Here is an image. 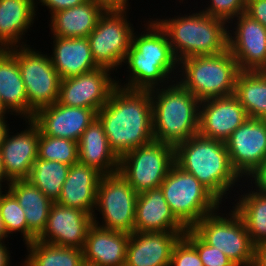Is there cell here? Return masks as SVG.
<instances>
[{
	"label": "cell",
	"instance_id": "6da1fadb",
	"mask_svg": "<svg viewBox=\"0 0 266 266\" xmlns=\"http://www.w3.org/2000/svg\"><path fill=\"white\" fill-rule=\"evenodd\" d=\"M110 148L120 158L154 140L150 90L116 86L97 112Z\"/></svg>",
	"mask_w": 266,
	"mask_h": 266
},
{
	"label": "cell",
	"instance_id": "7a4b0ae2",
	"mask_svg": "<svg viewBox=\"0 0 266 266\" xmlns=\"http://www.w3.org/2000/svg\"><path fill=\"white\" fill-rule=\"evenodd\" d=\"M147 24L144 34L142 32L137 36L134 32L132 34L131 45L124 61L130 76L124 85H120L122 83L117 81L120 87L150 90L174 81L171 80V75L177 71L179 62L172 51L168 37L155 20H149Z\"/></svg>",
	"mask_w": 266,
	"mask_h": 266
},
{
	"label": "cell",
	"instance_id": "3957f363",
	"mask_svg": "<svg viewBox=\"0 0 266 266\" xmlns=\"http://www.w3.org/2000/svg\"><path fill=\"white\" fill-rule=\"evenodd\" d=\"M174 161L195 176L220 202L241 180L231 164L225 142L199 133L174 147Z\"/></svg>",
	"mask_w": 266,
	"mask_h": 266
},
{
	"label": "cell",
	"instance_id": "277c9868",
	"mask_svg": "<svg viewBox=\"0 0 266 266\" xmlns=\"http://www.w3.org/2000/svg\"><path fill=\"white\" fill-rule=\"evenodd\" d=\"M174 82L150 89V95L154 140L175 147L198 134L200 101L179 81Z\"/></svg>",
	"mask_w": 266,
	"mask_h": 266
},
{
	"label": "cell",
	"instance_id": "5b68a950",
	"mask_svg": "<svg viewBox=\"0 0 266 266\" xmlns=\"http://www.w3.org/2000/svg\"><path fill=\"white\" fill-rule=\"evenodd\" d=\"M155 21L165 31L178 62L195 56L219 54L228 48L227 23L202 10L189 13V16L157 18Z\"/></svg>",
	"mask_w": 266,
	"mask_h": 266
},
{
	"label": "cell",
	"instance_id": "8992f818",
	"mask_svg": "<svg viewBox=\"0 0 266 266\" xmlns=\"http://www.w3.org/2000/svg\"><path fill=\"white\" fill-rule=\"evenodd\" d=\"M178 71L182 72L178 75L179 82L203 101L234 95L240 69L227 48L219 54L183 59L179 62Z\"/></svg>",
	"mask_w": 266,
	"mask_h": 266
},
{
	"label": "cell",
	"instance_id": "52a82bcc",
	"mask_svg": "<svg viewBox=\"0 0 266 266\" xmlns=\"http://www.w3.org/2000/svg\"><path fill=\"white\" fill-rule=\"evenodd\" d=\"M160 188L172 213L187 229L206 215L219 212L222 204L195 176L175 163Z\"/></svg>",
	"mask_w": 266,
	"mask_h": 266
},
{
	"label": "cell",
	"instance_id": "ba28073f",
	"mask_svg": "<svg viewBox=\"0 0 266 266\" xmlns=\"http://www.w3.org/2000/svg\"><path fill=\"white\" fill-rule=\"evenodd\" d=\"M214 211L191 229L208 245L222 251L236 266H253L255 245L246 225L233 208L229 216ZM228 218V219H227Z\"/></svg>",
	"mask_w": 266,
	"mask_h": 266
},
{
	"label": "cell",
	"instance_id": "9c48e42d",
	"mask_svg": "<svg viewBox=\"0 0 266 266\" xmlns=\"http://www.w3.org/2000/svg\"><path fill=\"white\" fill-rule=\"evenodd\" d=\"M29 46L7 49L16 58L24 82L28 120L33 118L37 110L58 101L61 82L50 56Z\"/></svg>",
	"mask_w": 266,
	"mask_h": 266
},
{
	"label": "cell",
	"instance_id": "30bf717a",
	"mask_svg": "<svg viewBox=\"0 0 266 266\" xmlns=\"http://www.w3.org/2000/svg\"><path fill=\"white\" fill-rule=\"evenodd\" d=\"M174 161V146L152 140L119 158V173L141 193L160 188Z\"/></svg>",
	"mask_w": 266,
	"mask_h": 266
},
{
	"label": "cell",
	"instance_id": "8fae6325",
	"mask_svg": "<svg viewBox=\"0 0 266 266\" xmlns=\"http://www.w3.org/2000/svg\"><path fill=\"white\" fill-rule=\"evenodd\" d=\"M137 197L138 193L119 172L103 175L97 188L93 223L104 229L132 234ZM95 210L102 215V225L96 220Z\"/></svg>",
	"mask_w": 266,
	"mask_h": 266
},
{
	"label": "cell",
	"instance_id": "7c38bea8",
	"mask_svg": "<svg viewBox=\"0 0 266 266\" xmlns=\"http://www.w3.org/2000/svg\"><path fill=\"white\" fill-rule=\"evenodd\" d=\"M126 12L105 11L87 37L98 67L117 70L125 61L134 32Z\"/></svg>",
	"mask_w": 266,
	"mask_h": 266
},
{
	"label": "cell",
	"instance_id": "4fadbf2b",
	"mask_svg": "<svg viewBox=\"0 0 266 266\" xmlns=\"http://www.w3.org/2000/svg\"><path fill=\"white\" fill-rule=\"evenodd\" d=\"M109 69L98 67L77 76L62 79L58 102L69 107L93 109L96 113L108 101L117 81Z\"/></svg>",
	"mask_w": 266,
	"mask_h": 266
},
{
	"label": "cell",
	"instance_id": "5bb4252c",
	"mask_svg": "<svg viewBox=\"0 0 266 266\" xmlns=\"http://www.w3.org/2000/svg\"><path fill=\"white\" fill-rule=\"evenodd\" d=\"M225 145L235 171L249 177L266 159V119L247 118Z\"/></svg>",
	"mask_w": 266,
	"mask_h": 266
},
{
	"label": "cell",
	"instance_id": "9a60e30c",
	"mask_svg": "<svg viewBox=\"0 0 266 266\" xmlns=\"http://www.w3.org/2000/svg\"><path fill=\"white\" fill-rule=\"evenodd\" d=\"M237 20L236 31L228 27V50L237 61L240 71L266 69V28L245 12ZM234 32V33H230ZM234 35V37L232 36Z\"/></svg>",
	"mask_w": 266,
	"mask_h": 266
},
{
	"label": "cell",
	"instance_id": "2e32d148",
	"mask_svg": "<svg viewBox=\"0 0 266 266\" xmlns=\"http://www.w3.org/2000/svg\"><path fill=\"white\" fill-rule=\"evenodd\" d=\"M92 224V215L85 211L53 202L45 229L36 239L60 247L83 249Z\"/></svg>",
	"mask_w": 266,
	"mask_h": 266
},
{
	"label": "cell",
	"instance_id": "e0dca14e",
	"mask_svg": "<svg viewBox=\"0 0 266 266\" xmlns=\"http://www.w3.org/2000/svg\"><path fill=\"white\" fill-rule=\"evenodd\" d=\"M247 118L245 108L234 95L206 99L200 101L198 133L225 142Z\"/></svg>",
	"mask_w": 266,
	"mask_h": 266
},
{
	"label": "cell",
	"instance_id": "ac0fdd59",
	"mask_svg": "<svg viewBox=\"0 0 266 266\" xmlns=\"http://www.w3.org/2000/svg\"><path fill=\"white\" fill-rule=\"evenodd\" d=\"M95 118L97 113L93 109L69 107L57 101L37 110L31 120L43 135L78 142Z\"/></svg>",
	"mask_w": 266,
	"mask_h": 266
},
{
	"label": "cell",
	"instance_id": "d6986e66",
	"mask_svg": "<svg viewBox=\"0 0 266 266\" xmlns=\"http://www.w3.org/2000/svg\"><path fill=\"white\" fill-rule=\"evenodd\" d=\"M25 121L28 128L14 135H9L8 130L0 149L6 178L10 182L27 180L38 158L39 128L31 119Z\"/></svg>",
	"mask_w": 266,
	"mask_h": 266
},
{
	"label": "cell",
	"instance_id": "ffe728a7",
	"mask_svg": "<svg viewBox=\"0 0 266 266\" xmlns=\"http://www.w3.org/2000/svg\"><path fill=\"white\" fill-rule=\"evenodd\" d=\"M186 232H133L125 266H170L174 245Z\"/></svg>",
	"mask_w": 266,
	"mask_h": 266
},
{
	"label": "cell",
	"instance_id": "44dd1931",
	"mask_svg": "<svg viewBox=\"0 0 266 266\" xmlns=\"http://www.w3.org/2000/svg\"><path fill=\"white\" fill-rule=\"evenodd\" d=\"M187 228L172 213L161 188L138 193L135 232H186Z\"/></svg>",
	"mask_w": 266,
	"mask_h": 266
},
{
	"label": "cell",
	"instance_id": "7402d4cb",
	"mask_svg": "<svg viewBox=\"0 0 266 266\" xmlns=\"http://www.w3.org/2000/svg\"><path fill=\"white\" fill-rule=\"evenodd\" d=\"M130 234L104 229L92 224L83 248L84 264L90 266H125Z\"/></svg>",
	"mask_w": 266,
	"mask_h": 266
},
{
	"label": "cell",
	"instance_id": "603a6c76",
	"mask_svg": "<svg viewBox=\"0 0 266 266\" xmlns=\"http://www.w3.org/2000/svg\"><path fill=\"white\" fill-rule=\"evenodd\" d=\"M103 176L97 169L79 161L70 166L56 201L65 207L85 211L93 216L96 205L97 188Z\"/></svg>",
	"mask_w": 266,
	"mask_h": 266
},
{
	"label": "cell",
	"instance_id": "cb8c5ba5",
	"mask_svg": "<svg viewBox=\"0 0 266 266\" xmlns=\"http://www.w3.org/2000/svg\"><path fill=\"white\" fill-rule=\"evenodd\" d=\"M52 37L53 53L50 58L61 80L98 68L93 60L87 37Z\"/></svg>",
	"mask_w": 266,
	"mask_h": 266
},
{
	"label": "cell",
	"instance_id": "d4e9b609",
	"mask_svg": "<svg viewBox=\"0 0 266 266\" xmlns=\"http://www.w3.org/2000/svg\"><path fill=\"white\" fill-rule=\"evenodd\" d=\"M78 161L103 175L119 172V157L110 148L102 123L95 118L78 141Z\"/></svg>",
	"mask_w": 266,
	"mask_h": 266
},
{
	"label": "cell",
	"instance_id": "484cf974",
	"mask_svg": "<svg viewBox=\"0 0 266 266\" xmlns=\"http://www.w3.org/2000/svg\"><path fill=\"white\" fill-rule=\"evenodd\" d=\"M35 4V0H0V49L27 45L21 39L35 21Z\"/></svg>",
	"mask_w": 266,
	"mask_h": 266
},
{
	"label": "cell",
	"instance_id": "4316f807",
	"mask_svg": "<svg viewBox=\"0 0 266 266\" xmlns=\"http://www.w3.org/2000/svg\"><path fill=\"white\" fill-rule=\"evenodd\" d=\"M8 191L25 212L27 243L33 242L45 229L52 201L28 180L11 181Z\"/></svg>",
	"mask_w": 266,
	"mask_h": 266
},
{
	"label": "cell",
	"instance_id": "83f0119b",
	"mask_svg": "<svg viewBox=\"0 0 266 266\" xmlns=\"http://www.w3.org/2000/svg\"><path fill=\"white\" fill-rule=\"evenodd\" d=\"M104 12L102 7L91 0L57 11L50 17L52 35L68 38L88 37Z\"/></svg>",
	"mask_w": 266,
	"mask_h": 266
},
{
	"label": "cell",
	"instance_id": "f1b7e54d",
	"mask_svg": "<svg viewBox=\"0 0 266 266\" xmlns=\"http://www.w3.org/2000/svg\"><path fill=\"white\" fill-rule=\"evenodd\" d=\"M0 98L3 107L12 115L28 120V99L16 58L0 49Z\"/></svg>",
	"mask_w": 266,
	"mask_h": 266
},
{
	"label": "cell",
	"instance_id": "f546056e",
	"mask_svg": "<svg viewBox=\"0 0 266 266\" xmlns=\"http://www.w3.org/2000/svg\"><path fill=\"white\" fill-rule=\"evenodd\" d=\"M234 96L245 108L248 118L266 119V72L240 71Z\"/></svg>",
	"mask_w": 266,
	"mask_h": 266
},
{
	"label": "cell",
	"instance_id": "4dcf8cb0",
	"mask_svg": "<svg viewBox=\"0 0 266 266\" xmlns=\"http://www.w3.org/2000/svg\"><path fill=\"white\" fill-rule=\"evenodd\" d=\"M28 255L22 266H83V249L60 247L34 240L27 243Z\"/></svg>",
	"mask_w": 266,
	"mask_h": 266
},
{
	"label": "cell",
	"instance_id": "1f68e13d",
	"mask_svg": "<svg viewBox=\"0 0 266 266\" xmlns=\"http://www.w3.org/2000/svg\"><path fill=\"white\" fill-rule=\"evenodd\" d=\"M234 208L243 219L252 243L266 242V194L249 191L239 196Z\"/></svg>",
	"mask_w": 266,
	"mask_h": 266
},
{
	"label": "cell",
	"instance_id": "d6a6232c",
	"mask_svg": "<svg viewBox=\"0 0 266 266\" xmlns=\"http://www.w3.org/2000/svg\"><path fill=\"white\" fill-rule=\"evenodd\" d=\"M69 169L70 165L37 158L27 180L41 190L52 202H56L61 194Z\"/></svg>",
	"mask_w": 266,
	"mask_h": 266
},
{
	"label": "cell",
	"instance_id": "836d02e7",
	"mask_svg": "<svg viewBox=\"0 0 266 266\" xmlns=\"http://www.w3.org/2000/svg\"><path fill=\"white\" fill-rule=\"evenodd\" d=\"M38 158L73 165L78 162V142L43 135L39 130Z\"/></svg>",
	"mask_w": 266,
	"mask_h": 266
},
{
	"label": "cell",
	"instance_id": "e575fe53",
	"mask_svg": "<svg viewBox=\"0 0 266 266\" xmlns=\"http://www.w3.org/2000/svg\"><path fill=\"white\" fill-rule=\"evenodd\" d=\"M0 195V214L3 220L6 234L20 232L23 235V241L27 244V223L25 212L19 205L17 199L8 191L5 190Z\"/></svg>",
	"mask_w": 266,
	"mask_h": 266
},
{
	"label": "cell",
	"instance_id": "d590c367",
	"mask_svg": "<svg viewBox=\"0 0 266 266\" xmlns=\"http://www.w3.org/2000/svg\"><path fill=\"white\" fill-rule=\"evenodd\" d=\"M183 237L197 250L203 266H236L222 251L206 244L191 228Z\"/></svg>",
	"mask_w": 266,
	"mask_h": 266
},
{
	"label": "cell",
	"instance_id": "8d00e7d4",
	"mask_svg": "<svg viewBox=\"0 0 266 266\" xmlns=\"http://www.w3.org/2000/svg\"><path fill=\"white\" fill-rule=\"evenodd\" d=\"M210 1L211 5H209L208 8L203 9L202 12L209 16L220 18L229 24L233 23L234 18H237L241 13H244L246 9V0Z\"/></svg>",
	"mask_w": 266,
	"mask_h": 266
},
{
	"label": "cell",
	"instance_id": "74e56055",
	"mask_svg": "<svg viewBox=\"0 0 266 266\" xmlns=\"http://www.w3.org/2000/svg\"><path fill=\"white\" fill-rule=\"evenodd\" d=\"M170 266H203L197 250L182 236L174 245Z\"/></svg>",
	"mask_w": 266,
	"mask_h": 266
},
{
	"label": "cell",
	"instance_id": "f35d334b",
	"mask_svg": "<svg viewBox=\"0 0 266 266\" xmlns=\"http://www.w3.org/2000/svg\"><path fill=\"white\" fill-rule=\"evenodd\" d=\"M245 13L266 28V0H246Z\"/></svg>",
	"mask_w": 266,
	"mask_h": 266
},
{
	"label": "cell",
	"instance_id": "ab89813d",
	"mask_svg": "<svg viewBox=\"0 0 266 266\" xmlns=\"http://www.w3.org/2000/svg\"><path fill=\"white\" fill-rule=\"evenodd\" d=\"M38 1L39 2H37V4L42 3L41 5L49 8L50 14L52 15L57 11L83 4L87 0H38Z\"/></svg>",
	"mask_w": 266,
	"mask_h": 266
},
{
	"label": "cell",
	"instance_id": "60d3db41",
	"mask_svg": "<svg viewBox=\"0 0 266 266\" xmlns=\"http://www.w3.org/2000/svg\"><path fill=\"white\" fill-rule=\"evenodd\" d=\"M249 180H251V184L259 192L266 194V159L263 161V163L250 175ZM254 178V179H251ZM254 181V182H253ZM253 182V183H252Z\"/></svg>",
	"mask_w": 266,
	"mask_h": 266
},
{
	"label": "cell",
	"instance_id": "b9f144b4",
	"mask_svg": "<svg viewBox=\"0 0 266 266\" xmlns=\"http://www.w3.org/2000/svg\"><path fill=\"white\" fill-rule=\"evenodd\" d=\"M105 11H127L128 0H91Z\"/></svg>",
	"mask_w": 266,
	"mask_h": 266
},
{
	"label": "cell",
	"instance_id": "7bdbcfd3",
	"mask_svg": "<svg viewBox=\"0 0 266 266\" xmlns=\"http://www.w3.org/2000/svg\"><path fill=\"white\" fill-rule=\"evenodd\" d=\"M253 266H266V242L255 246Z\"/></svg>",
	"mask_w": 266,
	"mask_h": 266
},
{
	"label": "cell",
	"instance_id": "ee69618b",
	"mask_svg": "<svg viewBox=\"0 0 266 266\" xmlns=\"http://www.w3.org/2000/svg\"><path fill=\"white\" fill-rule=\"evenodd\" d=\"M5 242H0V266H9L11 264L10 262V253L4 244Z\"/></svg>",
	"mask_w": 266,
	"mask_h": 266
},
{
	"label": "cell",
	"instance_id": "f6af8a7d",
	"mask_svg": "<svg viewBox=\"0 0 266 266\" xmlns=\"http://www.w3.org/2000/svg\"><path fill=\"white\" fill-rule=\"evenodd\" d=\"M5 119V115H0V149L8 130H10L8 127L9 124L6 123L7 120L5 121Z\"/></svg>",
	"mask_w": 266,
	"mask_h": 266
},
{
	"label": "cell",
	"instance_id": "bcb514c9",
	"mask_svg": "<svg viewBox=\"0 0 266 266\" xmlns=\"http://www.w3.org/2000/svg\"><path fill=\"white\" fill-rule=\"evenodd\" d=\"M3 182H6L7 186L10 183V181L6 178V173H5V169H4V165H3V160H2L1 153H0V184L2 185Z\"/></svg>",
	"mask_w": 266,
	"mask_h": 266
},
{
	"label": "cell",
	"instance_id": "7dc6e473",
	"mask_svg": "<svg viewBox=\"0 0 266 266\" xmlns=\"http://www.w3.org/2000/svg\"><path fill=\"white\" fill-rule=\"evenodd\" d=\"M7 237L8 235L6 234V229L0 214V242L4 241Z\"/></svg>",
	"mask_w": 266,
	"mask_h": 266
},
{
	"label": "cell",
	"instance_id": "c3c4849f",
	"mask_svg": "<svg viewBox=\"0 0 266 266\" xmlns=\"http://www.w3.org/2000/svg\"><path fill=\"white\" fill-rule=\"evenodd\" d=\"M8 111L3 107L2 100L0 98V115H5Z\"/></svg>",
	"mask_w": 266,
	"mask_h": 266
},
{
	"label": "cell",
	"instance_id": "681fc988",
	"mask_svg": "<svg viewBox=\"0 0 266 266\" xmlns=\"http://www.w3.org/2000/svg\"><path fill=\"white\" fill-rule=\"evenodd\" d=\"M3 187L2 185L0 184V195L3 193V191L1 190Z\"/></svg>",
	"mask_w": 266,
	"mask_h": 266
}]
</instances>
